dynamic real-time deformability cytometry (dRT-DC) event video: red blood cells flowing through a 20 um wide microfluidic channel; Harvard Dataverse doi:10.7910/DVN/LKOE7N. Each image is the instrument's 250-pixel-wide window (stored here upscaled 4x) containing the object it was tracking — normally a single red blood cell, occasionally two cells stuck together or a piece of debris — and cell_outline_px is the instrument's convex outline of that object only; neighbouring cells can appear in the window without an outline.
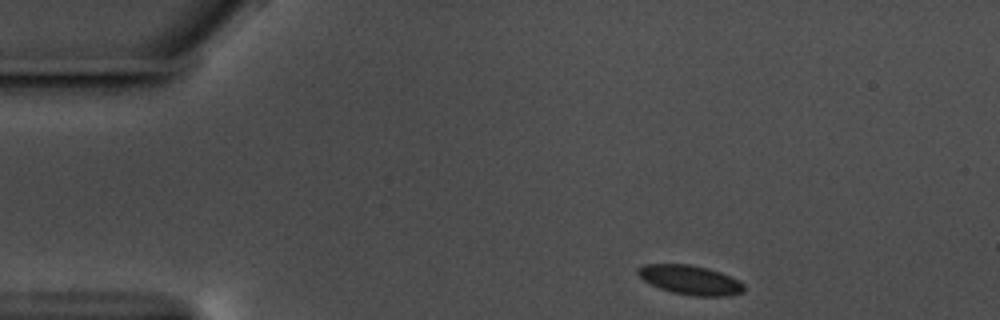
{"species": "common noctule bat (a hibernating species)", "species_latin": "Nyctalus noctula", "temperature_condition": "warm", "stored_images_in_passage": 16, "camera_frame_rate_fps": 3000, "um_per_image_px": 0.085, "animal": {"sex": "male", "body_mass_g": 17.5, "forearm_length_mm": 52.3}, "frame": {"image": 1, "passage_image": 1, "time_ms": 0.0, "image_size_px": [1000, 320], "cell_outline_px": [[744, 292], [732, 296], [696, 296], [672, 292], [660, 288], [644, 280], [636, 272], [644, 264], [688, 264], [708, 268], [720, 272], [740, 280], [744, 284]], "centroid_in_image_um": [58.73, 23.8], "position_along_channel_um": 26.3, "area_um2": 18.09}}
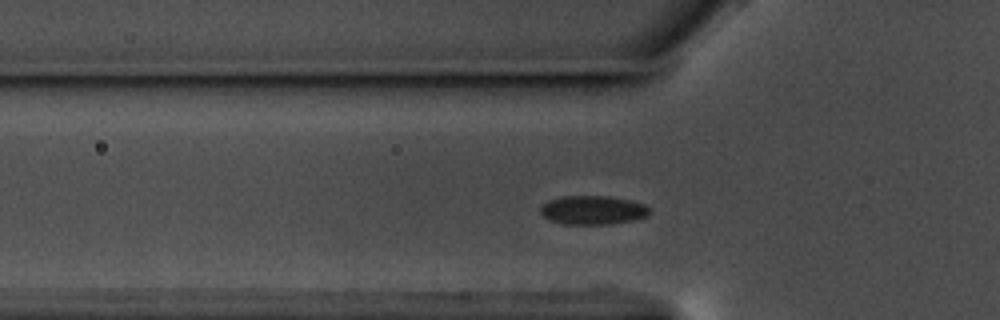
{"frame": {"image": 2, "passage_image": 11, "time_ms": 3.333, "image_size_px": [1000, 320], "cell_outline_px": [[648, 212], [644, 216], [636, 220], [608, 224], [564, 224], [548, 220], [540, 212], [540, 208], [548, 200], [564, 196], [608, 196], [628, 200], [644, 204], [648, 208]], "centroid_in_image_um": [50.34, 17.86], "position_along_channel_um": 75.5, "area_um2": 18.15}}
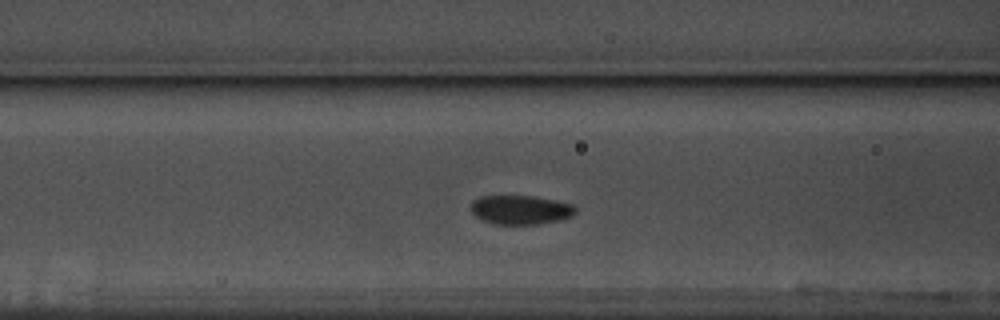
{"frame": {"image": 3, "passage_image": 15, "time_ms": 4.667, "image_size_px": [1000, 320], "cell_outline_px": [[576, 212], [572, 216], [560, 220], [536, 224], [492, 224], [480, 220], [472, 212], [472, 200], [480, 196], [532, 196], [572, 204], [576, 208]], "centroid_in_image_um": [44.22, 17.84], "position_along_channel_um": 122.4, "area_um2": 17.69}}